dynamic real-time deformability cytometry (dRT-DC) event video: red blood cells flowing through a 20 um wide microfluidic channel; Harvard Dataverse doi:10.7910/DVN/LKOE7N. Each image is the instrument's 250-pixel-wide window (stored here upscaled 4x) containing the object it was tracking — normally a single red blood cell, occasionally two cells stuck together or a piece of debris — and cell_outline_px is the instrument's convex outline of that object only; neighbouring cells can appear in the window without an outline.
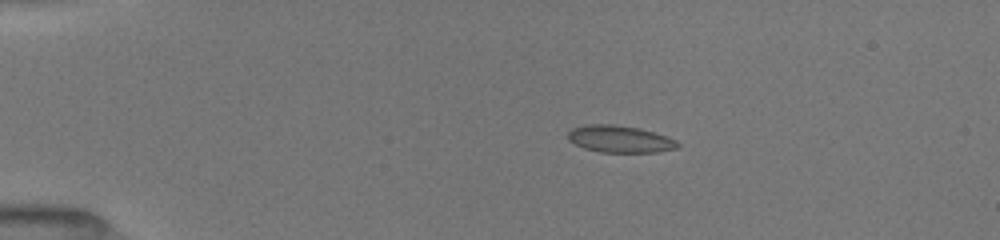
{"species": "common noctule bat (a hibernating species)", "species_latin": "Nyctalus noctula", "temperature_condition": "room temperature", "stored_images_in_passage": 42, "camera_frame_rate_fps": 3000, "um_per_image_px": 0.085, "animal": {"sex": "female", "body_mass_g": 19.5, "forearm_length_mm": 54.1}, "frame": {"image": 1, "passage_image": 6, "time_ms": 3.0, "image_size_px": [1000, 240], "cell_outline_px": [[680, 148], [656, 152], [600, 152], [584, 148], [568, 140], [568, 132], [572, 128], [584, 124], [612, 124], [640, 128], [676, 140], [680, 144]], "centroid_in_image_um": [52.68, 11.82], "position_along_channel_um": 32.3, "area_um2": 17.28}}
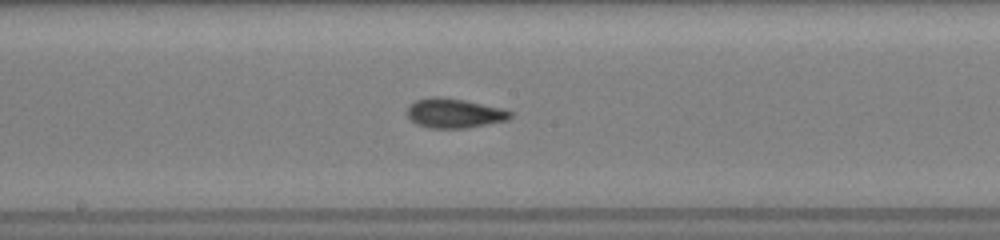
{"frame": {"image": 2, "passage_image": 20, "time_ms": 9.0, "image_size_px": [1000, 240], "cell_outline_px": [[512, 116], [508, 120], [468, 128], [428, 128], [416, 124], [404, 112], [416, 100], [432, 96], [440, 96], [464, 100], [504, 108], [512, 112]], "centroid_in_image_um": [38.62, 9.62], "position_along_channel_um": 209.6, "area_um2": 17.92}}
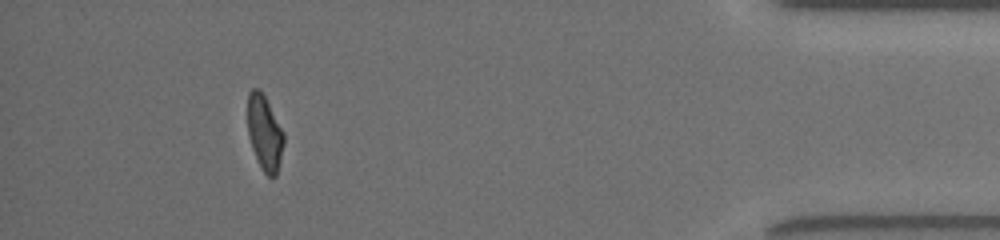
{"frame": {"image": 3, "passage_image": 38, "time_ms": 15.333, "image_size_px": [1000, 240], "cell_outline_px": [[284, 144], [276, 176], [268, 176], [264, 172], [252, 148], [248, 136], [248, 92], [252, 88], [260, 88], [284, 132]], "centroid_in_image_um": [22.49, 11.26], "position_along_channel_um": 412.7, "area_um2": 15.66}, "authors_computed_cell_mechanics": {"area_um2": 16.9643, "velocity_mm_per_s": 4.0198, "shape_relaxation_time_tau1_ms": null, "shape_relaxation_time_tau2_ms": 1.673, "deformation_change_tau1": null, "deformation_change_tau2": 0.0424}}